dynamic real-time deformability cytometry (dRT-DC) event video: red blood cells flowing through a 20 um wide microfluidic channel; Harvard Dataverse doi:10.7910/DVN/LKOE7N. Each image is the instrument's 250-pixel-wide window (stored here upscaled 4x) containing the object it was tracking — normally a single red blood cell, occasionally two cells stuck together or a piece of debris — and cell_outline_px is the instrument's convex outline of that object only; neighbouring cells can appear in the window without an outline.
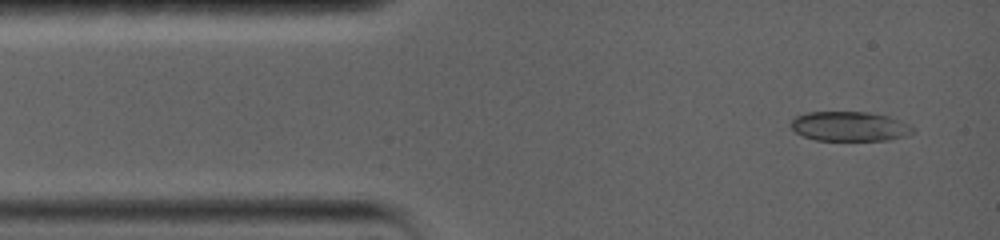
{"species": "common noctule bat (a hibernating species)", "species_latin": "Nyctalus noctula", "temperature_condition": "warm", "stored_images_in_passage": 24, "camera_frame_rate_fps": 5000, "um_per_image_px": 0.085, "animal": {"sex": "female", "body_mass_g": 19.0, "forearm_length_mm": 56.7}, "frame": {"image": 1, "passage_image": 1, "time_ms": 0.0, "image_size_px": [1000, 240], "cell_outline_px": [[916, 132], [908, 136], [888, 140], [816, 140], [804, 136], [796, 132], [792, 128], [792, 120], [796, 116], [808, 112], [868, 112], [888, 116], [908, 124], [916, 128]], "centroid_in_image_um": [72.28, 10.74], "position_along_channel_um": 12.7, "area_um2": 21.04}}
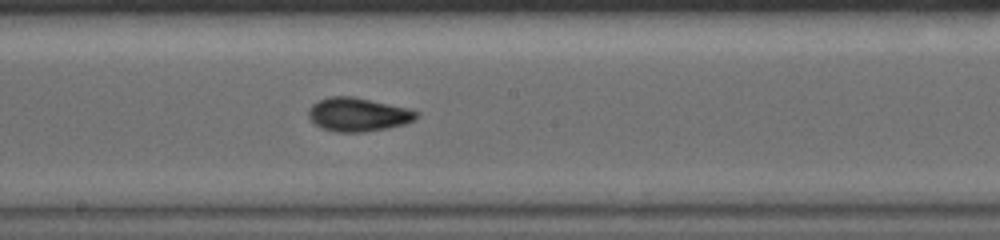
{"frame": {"image": 2, "passage_image": 10, "time_ms": 7.2, "image_size_px": [1000, 240], "cell_outline_px": [[420, 116], [404, 124], [388, 128], [364, 132], [336, 132], [320, 128], [308, 116], [308, 108], [316, 100], [328, 96], [352, 96], [408, 108], [420, 112]], "centroid_in_image_um": [30.41, 9.73], "position_along_channel_um": 217.8, "area_um2": 21.33}}
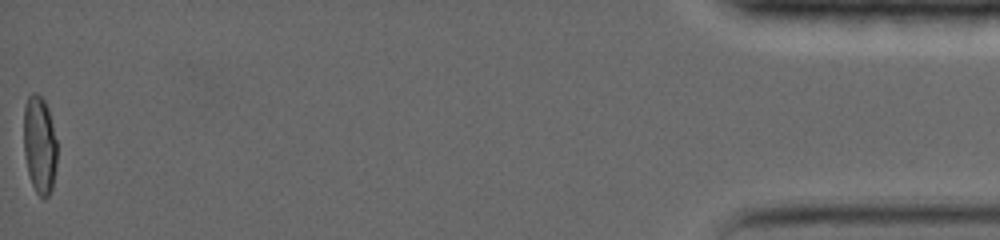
{"frame": {"image": 3, "passage_image": 24, "time_ms": 17.0, "image_size_px": [1000, 240], "cell_outline_px": [[56, 164], [52, 188], [48, 196], [44, 200], [36, 192], [32, 184], [28, 172], [24, 152], [24, 108], [28, 96], [32, 92], [36, 92], [44, 100], [48, 108], [56, 140]], "centroid_in_image_um": [3.36, 12.31], "position_along_channel_um": 431.8, "area_um2": 18.9}, "authors_computed_cell_mechanics": {"area_um2": 19.9988, "velocity_mm_per_s": 3.6153, "shape_relaxation_time_tau1_ms": 7.5413, "shape_relaxation_time_tau2_ms": null, "deformation_change_tau1": 0.206, "deformation_change_tau2": null}}